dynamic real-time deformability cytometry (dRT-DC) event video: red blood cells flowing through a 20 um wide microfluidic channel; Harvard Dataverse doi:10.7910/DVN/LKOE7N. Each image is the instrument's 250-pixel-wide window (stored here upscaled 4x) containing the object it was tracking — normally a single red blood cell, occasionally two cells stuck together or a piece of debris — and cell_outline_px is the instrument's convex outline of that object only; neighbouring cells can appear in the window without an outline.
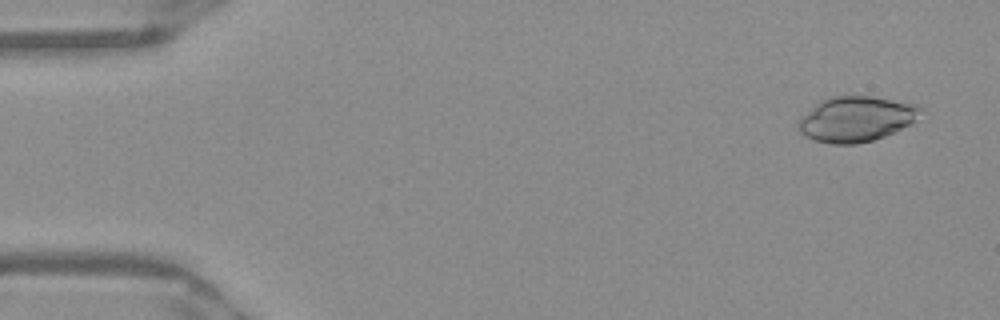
{"species": "Egyptian fruit bat (a non-hibernating species)", "species_latin": "Rousettus aegyptiacus", "temperature_condition": "warm", "stored_images_in_passage": 51, "camera_frame_rate_fps": 3000, "um_per_image_px": 0.085, "frame": {"image": 1, "passage_image": 3, "time_ms": 0.667, "image_size_px": [1000, 320], "cell_outline_px": [[924, 108], [912, 124], [884, 136], [872, 140], [856, 144], [832, 144], [816, 140], [800, 132], [800, 116], [820, 100], [832, 96], [872, 96], [916, 104]], "centroid_in_image_um": [72.8, 10.1], "position_along_channel_um": 12.2, "area_um2": 32.08}}
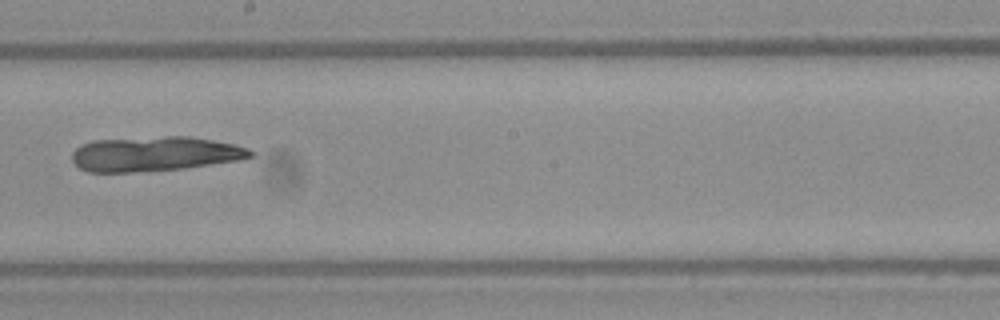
{"frame": {"image": 2, "passage_image": 29, "time_ms": 9.333, "image_size_px": [1000, 320], "cell_outline_px": [[256, 152], [252, 156], [236, 160], [184, 168], [128, 172], [88, 172], [80, 168], [72, 160], [72, 152], [80, 144], [92, 140], [164, 136], [188, 136], [212, 140], [232, 144], [248, 148]], "centroid_in_image_um": [13.11, 13.07], "position_along_channel_um": 235.1, "area_um2": 35.89}}
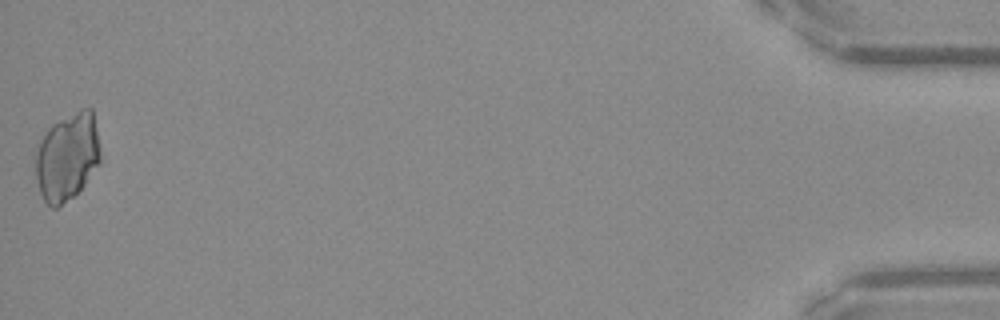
{"frame": {"image": 3, "passage_image": 51, "time_ms": 16.667, "image_size_px": [1000, 320], "cell_outline_px": [[100, 164], [84, 184], [72, 196], [56, 208], [52, 208], [44, 200], [40, 192], [36, 176], [36, 152], [40, 140], [48, 128], [52, 124], [80, 108], [92, 108], [100, 148]], "centroid_in_image_um": [5.72, 13.3], "position_along_channel_um": 429.5, "area_um2": 32.89}}